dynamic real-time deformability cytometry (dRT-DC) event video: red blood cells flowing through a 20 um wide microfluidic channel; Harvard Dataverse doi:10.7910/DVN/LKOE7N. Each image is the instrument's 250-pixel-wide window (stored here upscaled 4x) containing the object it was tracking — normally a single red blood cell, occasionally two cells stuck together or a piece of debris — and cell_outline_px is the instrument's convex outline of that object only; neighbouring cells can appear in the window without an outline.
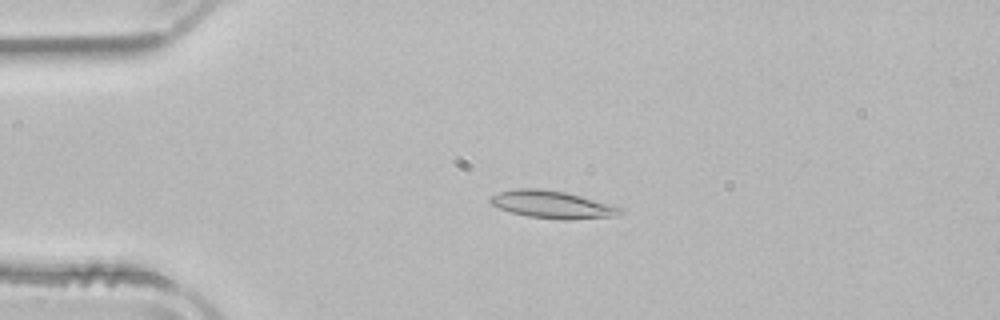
{"species": "common noctule bat (a hibernating species)", "species_latin": "Nyctalus noctula", "temperature_condition": "room temperature", "stored_images_in_passage": 43, "camera_frame_rate_fps": 3000, "um_per_image_px": 0.085, "animal": {"sex": "male", "body_mass_g": 21.5, "forearm_length_mm": 52.0}, "frame": {"image": 1, "passage_image": 3, "time_ms": 0.667, "image_size_px": [1000, 320], "cell_outline_px": [[624, 212], [612, 216], [568, 220], [564, 220], [528, 216], [512, 212], [500, 208], [492, 204], [488, 200], [492, 196], [500, 192], [516, 188], [536, 188], [564, 192], [616, 204], [624, 208]], "centroid_in_image_um": [47.02, 17.38], "position_along_channel_um": 38.0, "area_um2": 20.81}}
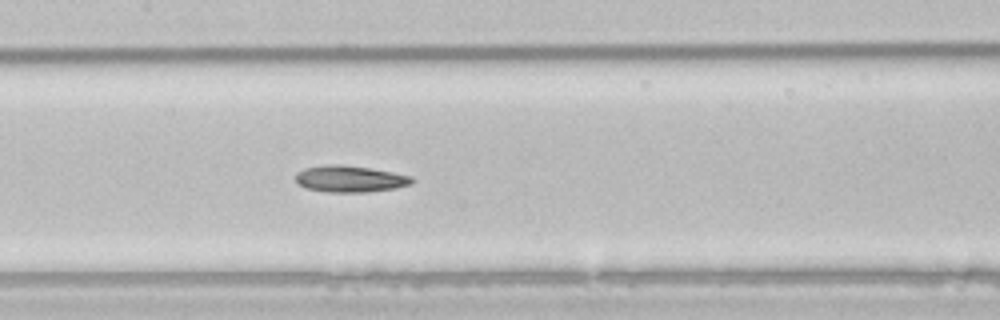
{"frame": {"image": 2, "passage_image": 16, "time_ms": 5.0, "image_size_px": [1000, 320], "cell_outline_px": [[416, 180], [412, 184], [396, 188], [368, 192], [328, 192], [304, 188], [296, 184], [296, 172], [304, 168], [324, 164], [340, 164], [368, 168], [392, 172], [412, 176]], "centroid_in_image_um": [29.73, 15.21], "position_along_channel_um": 177.7, "area_um2": 18.26}}
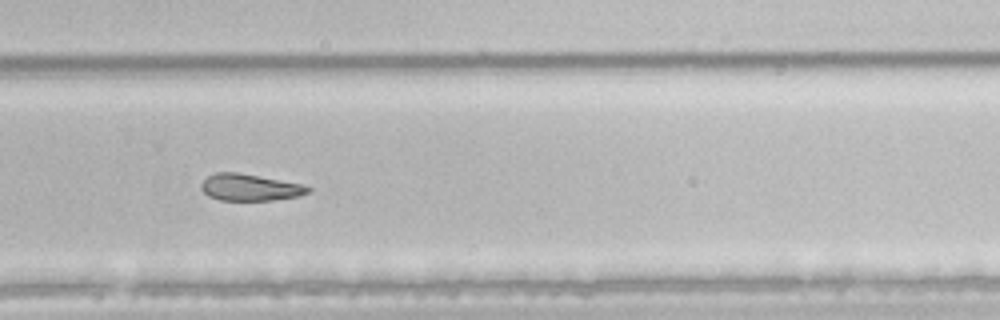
{"frame": {"image": 3, "passage_image": 26, "time_ms": 8.333, "image_size_px": [1000, 320], "cell_outline_px": [[312, 188], [308, 192], [300, 196], [272, 200], [220, 200], [208, 196], [200, 188], [200, 184], [208, 176], [216, 172], [236, 172], [300, 184]], "centroid_in_image_um": [21.2, 15.93], "position_along_channel_um": 308.6, "area_um2": 16.42}, "authors_computed_cell_mechanics": {"area_um2": 18.5538, "velocity_mm_per_s": 3.9421, "shape_relaxation_time_tau1_ms": 6.6475, "shape_relaxation_time_tau2_ms": null, "deformation_change_tau1": 0.1518, "deformation_change_tau2": null}}